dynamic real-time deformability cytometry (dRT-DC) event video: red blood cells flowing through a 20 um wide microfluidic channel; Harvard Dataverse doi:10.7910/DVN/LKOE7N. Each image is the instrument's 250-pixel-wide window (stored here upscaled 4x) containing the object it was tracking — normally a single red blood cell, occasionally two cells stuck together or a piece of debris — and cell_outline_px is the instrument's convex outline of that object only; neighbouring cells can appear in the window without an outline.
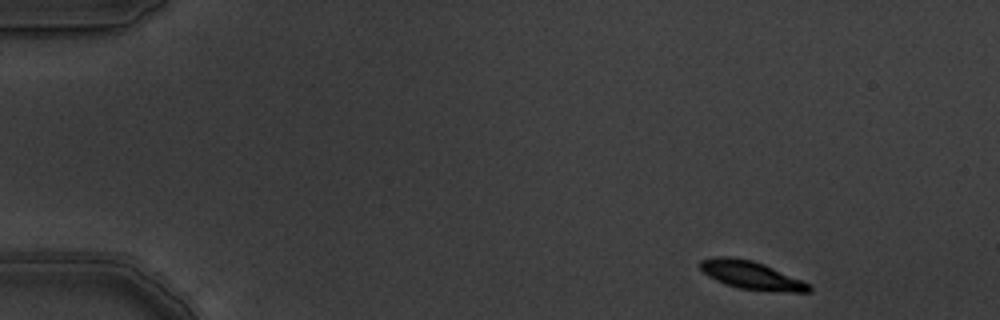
{"species": "common noctule bat (a hibernating species)", "species_latin": "Nyctalus noctula", "temperature_condition": "warm", "stored_images_in_passage": 4, "camera_frame_rate_fps": 3000, "um_per_image_px": 0.085, "animal": {"sex": "male", "body_mass_g": 19.5, "forearm_length_mm": 54.6}, "frame": {"image": 1, "passage_image": 1, "time_ms": 0.0, "image_size_px": [1000, 320], "cell_outline_px": [[812, 292], [792, 292], [740, 288], [724, 284], [708, 276], [700, 268], [700, 260], [712, 256], [732, 256], [752, 260], [764, 264], [800, 280], [808, 284], [812, 288]], "centroid_in_image_um": [63.8, 23.37], "position_along_channel_um": 21.2, "area_um2": 17.63}}
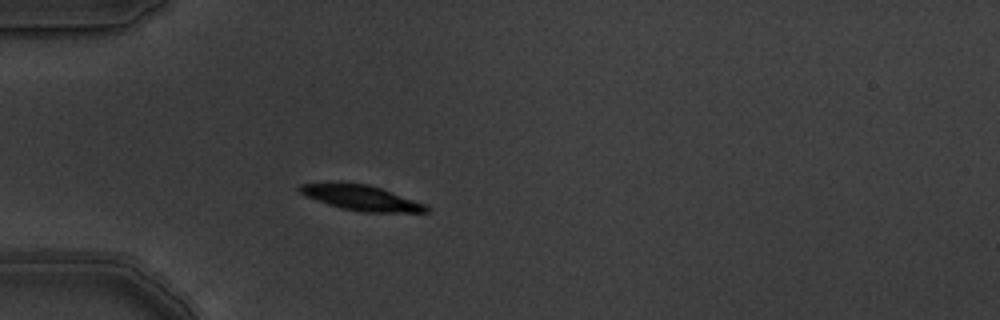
{"frame": {"image": 2, "passage_image": 4, "time_ms": 1.0, "image_size_px": [1000, 320], "cell_outline_px": [[428, 212], [364, 212], [340, 208], [328, 204], [308, 196], [300, 192], [296, 188], [300, 184], [340, 180], [368, 184], [380, 188], [424, 204], [428, 208]], "centroid_in_image_um": [30.6, 16.77], "position_along_channel_um": 54.4, "area_um2": 18.73}}